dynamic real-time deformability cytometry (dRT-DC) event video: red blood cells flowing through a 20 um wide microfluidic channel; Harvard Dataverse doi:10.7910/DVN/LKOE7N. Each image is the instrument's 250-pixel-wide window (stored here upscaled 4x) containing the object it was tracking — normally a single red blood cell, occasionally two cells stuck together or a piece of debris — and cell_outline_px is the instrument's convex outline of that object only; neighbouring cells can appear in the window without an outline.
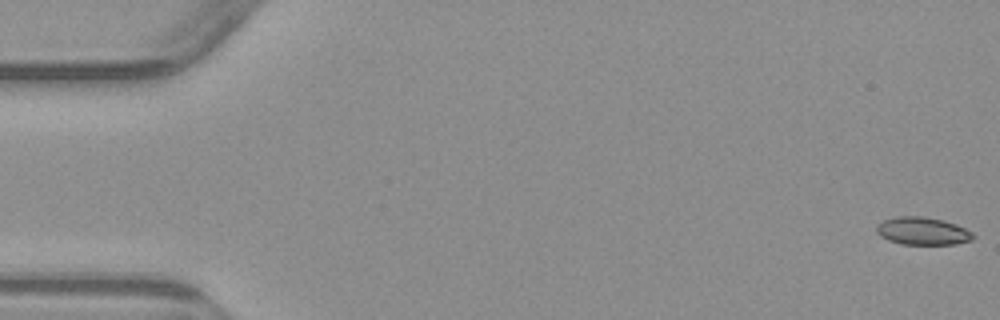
{"species": "common noctule bat (a hibernating species)", "species_latin": "Nyctalus noctula", "temperature_condition": "warm", "stored_images_in_passage": 5, "camera_frame_rate_fps": 3000, "um_per_image_px": 0.085, "animal": {"sex": "male", "body_mass_g": 23.1, "forearm_length_mm": 52.7}, "frame": {"image": 1, "passage_image": 1, "time_ms": 0.0, "image_size_px": [1000, 320], "cell_outline_px": [[976, 236], [972, 240], [956, 244], [900, 244], [888, 240], [880, 236], [876, 232], [876, 224], [884, 220], [896, 216], [924, 216], [944, 220], [956, 224], [972, 232]], "centroid_in_image_um": [78.41, 19.63], "position_along_channel_um": 6.6, "area_um2": 15.78}}
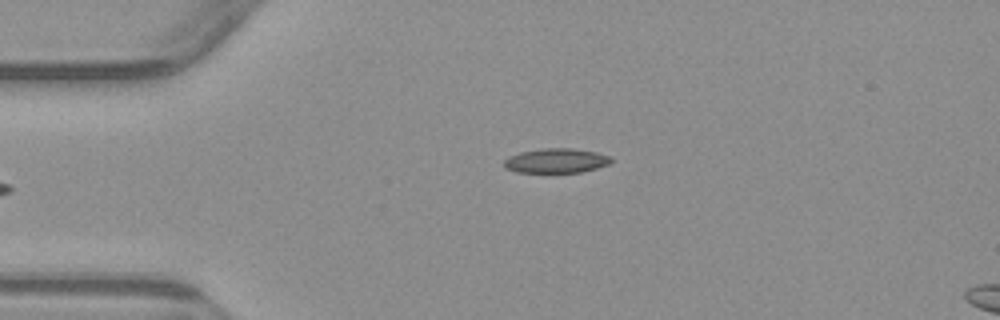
{"frame": {"image": 2, "passage_image": 5, "time_ms": 6.0, "image_size_px": [1000, 320], "cell_outline_px": [[612, 160], [608, 164], [596, 168], [580, 172], [516, 172], [504, 168], [504, 160], [508, 156], [520, 152], [544, 148], [572, 148], [596, 152], [612, 156]], "centroid_in_image_um": [47.26, 13.65], "position_along_channel_um": 37.7, "area_um2": 15.32}}